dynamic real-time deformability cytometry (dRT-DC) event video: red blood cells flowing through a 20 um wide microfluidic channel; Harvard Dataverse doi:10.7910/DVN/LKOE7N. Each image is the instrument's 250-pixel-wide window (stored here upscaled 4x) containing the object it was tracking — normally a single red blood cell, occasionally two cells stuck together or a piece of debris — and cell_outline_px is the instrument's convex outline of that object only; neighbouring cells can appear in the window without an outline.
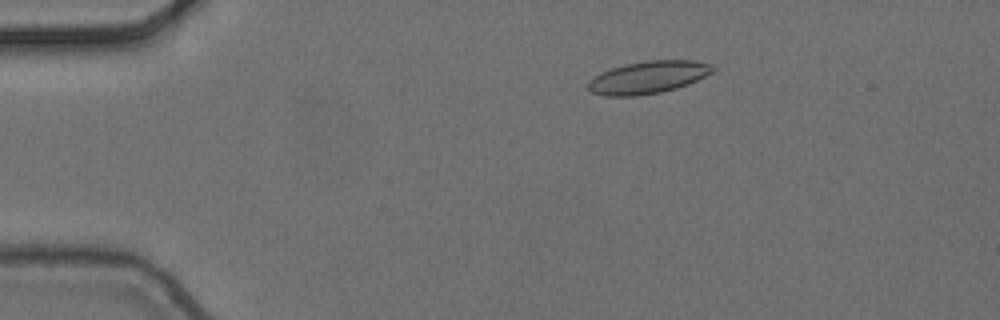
{"species": "common noctule bat (a hibernating species)", "species_latin": "Nyctalus noctula", "temperature_condition": "cold", "stored_images_in_passage": 5, "camera_frame_rate_fps": 3000, "um_per_image_px": 0.085, "animal": {"sex": "female", "body_mass_g": 24.6, "forearm_length_mm": 56.2}, "frame": {"image": 1, "passage_image": 3, "time_ms": 0.667, "image_size_px": [1000, 320], "cell_outline_px": [[716, 68], [712, 72], [688, 84], [676, 88], [660, 92], [636, 96], [604, 96], [592, 92], [588, 88], [588, 80], [600, 72], [624, 64], [644, 60], [692, 60], [712, 64]], "centroid_in_image_um": [55.06, 6.56], "position_along_channel_um": 29.9, "area_um2": 23.64}}